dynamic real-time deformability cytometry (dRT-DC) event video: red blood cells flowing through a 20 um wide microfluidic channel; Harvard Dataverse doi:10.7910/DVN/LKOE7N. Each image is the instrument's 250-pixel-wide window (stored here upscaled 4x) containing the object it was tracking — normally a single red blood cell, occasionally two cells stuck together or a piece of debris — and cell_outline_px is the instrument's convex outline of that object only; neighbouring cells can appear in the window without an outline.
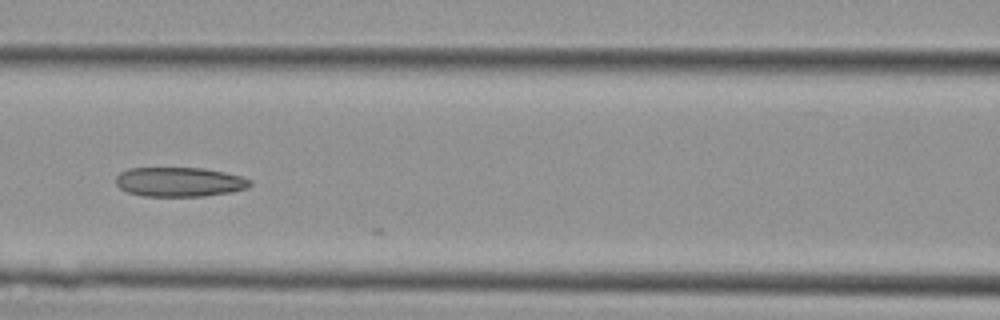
{"species": "Egyptian fruit bat (a non-hibernating species)", "species_latin": "Rousettus aegyptiacus", "temperature_condition": "cold", "stored_images_in_passage": 11, "camera_frame_rate_fps": 3000, "um_per_image_px": 0.085, "animal": {"sex": "female"}, "frame": {"image": 1, "passage_image": 8, "time_ms": 2.333, "image_size_px": [1000, 320], "cell_outline_px": [[252, 184], [248, 188], [232, 192], [204, 196], [144, 196], [128, 192], [120, 188], [116, 184], [116, 176], [120, 172], [128, 168], [204, 168], [224, 172], [240, 176], [252, 180]], "centroid_in_image_um": [15.27, 15.46], "position_along_channel_um": 151.3, "area_um2": 23.12}}
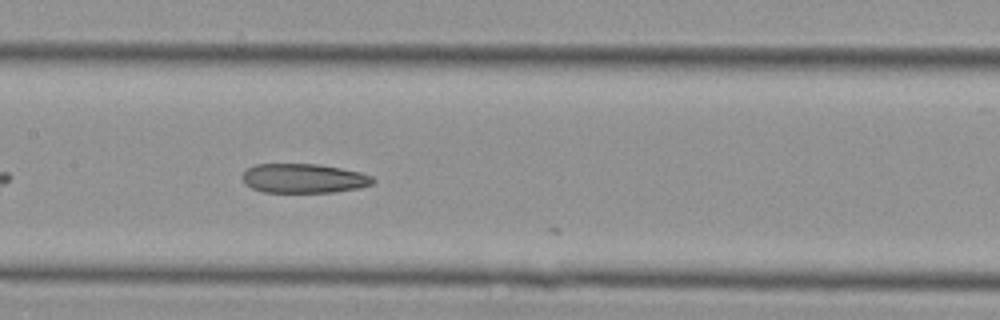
{"frame": {"image": 2, "passage_image": 10, "time_ms": 3.0, "image_size_px": [1000, 320], "cell_outline_px": [[376, 180], [372, 184], [360, 188], [332, 192], [264, 192], [252, 188], [244, 184], [240, 176], [248, 168], [256, 164], [316, 164], [340, 168], [360, 172], [372, 176]], "centroid_in_image_um": [25.8, 15.16], "position_along_channel_um": 181.6, "area_um2": 22.37}}